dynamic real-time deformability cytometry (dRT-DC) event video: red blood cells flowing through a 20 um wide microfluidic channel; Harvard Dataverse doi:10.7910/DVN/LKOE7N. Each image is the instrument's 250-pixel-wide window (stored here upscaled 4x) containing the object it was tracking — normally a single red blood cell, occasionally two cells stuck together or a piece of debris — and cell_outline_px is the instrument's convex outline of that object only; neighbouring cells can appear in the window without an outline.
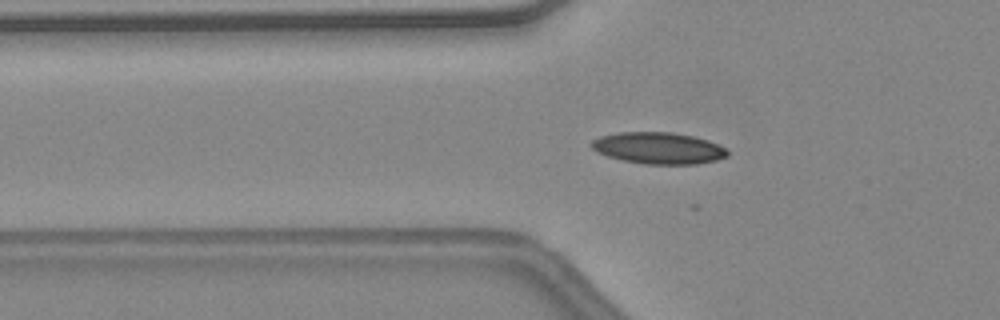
{"species": "common noctule bat (a hibernating species)", "species_latin": "Nyctalus noctula", "temperature_condition": "warm", "stored_images_in_passage": 29, "camera_frame_rate_fps": 3000, "um_per_image_px": 0.085, "animal": {"sex": "female", "body_mass_g": 24.6, "forearm_length_mm": 56.2}, "frame": {"image": 1, "passage_image": 19, "time_ms": 6.0, "image_size_px": [1000, 320], "cell_outline_px": [[728, 156], [716, 160], [696, 164], [644, 164], [624, 160], [608, 156], [596, 152], [588, 144], [592, 140], [600, 136], [616, 132], [672, 132], [692, 136], [708, 140], [724, 148], [728, 152]], "centroid_in_image_um": [55.92, 12.58], "position_along_channel_um": 69.9, "area_um2": 25.03}}
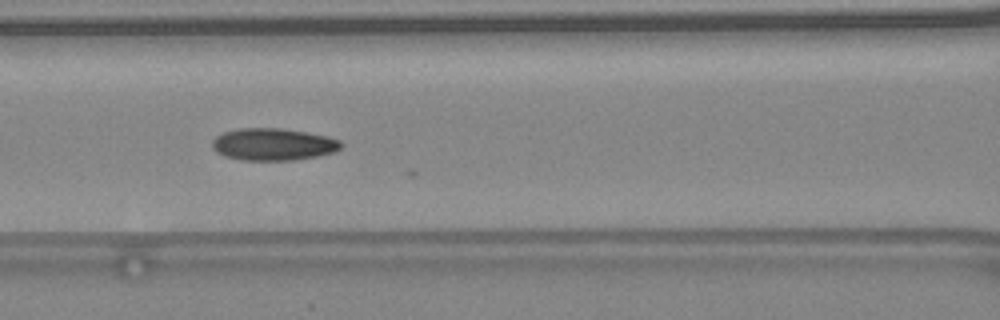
{"frame": {"image": 2, "passage_image": 24, "time_ms": 7.667, "image_size_px": [1000, 320], "cell_outline_px": [[344, 144], [336, 152], [296, 160], [244, 160], [224, 156], [216, 152], [212, 148], [212, 140], [216, 136], [224, 132], [240, 128], [280, 128], [308, 132], [328, 136], [340, 140]], "centroid_in_image_um": [23.24, 12.27], "position_along_channel_um": 143.4, "area_um2": 24.33}}